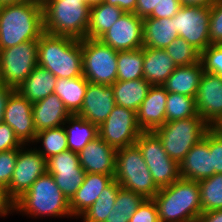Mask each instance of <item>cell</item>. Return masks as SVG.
<instances>
[{"instance_id":"obj_1","label":"cell","mask_w":222,"mask_h":222,"mask_svg":"<svg viewBox=\"0 0 222 222\" xmlns=\"http://www.w3.org/2000/svg\"><path fill=\"white\" fill-rule=\"evenodd\" d=\"M43 33L42 2L26 0L0 6V50L29 40H38Z\"/></svg>"},{"instance_id":"obj_2","label":"cell","mask_w":222,"mask_h":222,"mask_svg":"<svg viewBox=\"0 0 222 222\" xmlns=\"http://www.w3.org/2000/svg\"><path fill=\"white\" fill-rule=\"evenodd\" d=\"M38 65L57 79L83 76L81 40L44 32L38 39Z\"/></svg>"},{"instance_id":"obj_3","label":"cell","mask_w":222,"mask_h":222,"mask_svg":"<svg viewBox=\"0 0 222 222\" xmlns=\"http://www.w3.org/2000/svg\"><path fill=\"white\" fill-rule=\"evenodd\" d=\"M159 222H197L202 213L198 182L179 178L153 197Z\"/></svg>"},{"instance_id":"obj_4","label":"cell","mask_w":222,"mask_h":222,"mask_svg":"<svg viewBox=\"0 0 222 222\" xmlns=\"http://www.w3.org/2000/svg\"><path fill=\"white\" fill-rule=\"evenodd\" d=\"M15 211L33 218L73 217L69 200L63 195L49 173L40 176L30 189L14 202Z\"/></svg>"},{"instance_id":"obj_5","label":"cell","mask_w":222,"mask_h":222,"mask_svg":"<svg viewBox=\"0 0 222 222\" xmlns=\"http://www.w3.org/2000/svg\"><path fill=\"white\" fill-rule=\"evenodd\" d=\"M42 6L44 32L79 40L86 38L90 7L85 0H44Z\"/></svg>"},{"instance_id":"obj_6","label":"cell","mask_w":222,"mask_h":222,"mask_svg":"<svg viewBox=\"0 0 222 222\" xmlns=\"http://www.w3.org/2000/svg\"><path fill=\"white\" fill-rule=\"evenodd\" d=\"M114 179L123 189L138 193L144 198H153L159 191L136 144L116 150Z\"/></svg>"},{"instance_id":"obj_7","label":"cell","mask_w":222,"mask_h":222,"mask_svg":"<svg viewBox=\"0 0 222 222\" xmlns=\"http://www.w3.org/2000/svg\"><path fill=\"white\" fill-rule=\"evenodd\" d=\"M210 126L200 117L166 122L153 132L160 138L168 156L178 164L190 149L204 138Z\"/></svg>"},{"instance_id":"obj_8","label":"cell","mask_w":222,"mask_h":222,"mask_svg":"<svg viewBox=\"0 0 222 222\" xmlns=\"http://www.w3.org/2000/svg\"><path fill=\"white\" fill-rule=\"evenodd\" d=\"M83 76L90 83L112 85L117 81V53L99 39H81Z\"/></svg>"},{"instance_id":"obj_9","label":"cell","mask_w":222,"mask_h":222,"mask_svg":"<svg viewBox=\"0 0 222 222\" xmlns=\"http://www.w3.org/2000/svg\"><path fill=\"white\" fill-rule=\"evenodd\" d=\"M135 144L140 149L152 179L159 189L171 185L180 178L179 164L168 156L160 138L153 131H143Z\"/></svg>"},{"instance_id":"obj_10","label":"cell","mask_w":222,"mask_h":222,"mask_svg":"<svg viewBox=\"0 0 222 222\" xmlns=\"http://www.w3.org/2000/svg\"><path fill=\"white\" fill-rule=\"evenodd\" d=\"M3 83L15 90L38 65V40L0 50Z\"/></svg>"},{"instance_id":"obj_11","label":"cell","mask_w":222,"mask_h":222,"mask_svg":"<svg viewBox=\"0 0 222 222\" xmlns=\"http://www.w3.org/2000/svg\"><path fill=\"white\" fill-rule=\"evenodd\" d=\"M27 146L30 145L25 144L18 149L13 176L6 189L13 202L26 193L40 176L47 173V160L35 147L28 149Z\"/></svg>"},{"instance_id":"obj_12","label":"cell","mask_w":222,"mask_h":222,"mask_svg":"<svg viewBox=\"0 0 222 222\" xmlns=\"http://www.w3.org/2000/svg\"><path fill=\"white\" fill-rule=\"evenodd\" d=\"M98 132L100 138L117 150L134 145L143 131L135 111L116 105Z\"/></svg>"},{"instance_id":"obj_13","label":"cell","mask_w":222,"mask_h":222,"mask_svg":"<svg viewBox=\"0 0 222 222\" xmlns=\"http://www.w3.org/2000/svg\"><path fill=\"white\" fill-rule=\"evenodd\" d=\"M174 16L179 37L202 53L210 45V6L182 5Z\"/></svg>"},{"instance_id":"obj_14","label":"cell","mask_w":222,"mask_h":222,"mask_svg":"<svg viewBox=\"0 0 222 222\" xmlns=\"http://www.w3.org/2000/svg\"><path fill=\"white\" fill-rule=\"evenodd\" d=\"M47 173L53 176L69 201L80 188L86 174L79 163L78 153L69 149L47 159Z\"/></svg>"},{"instance_id":"obj_15","label":"cell","mask_w":222,"mask_h":222,"mask_svg":"<svg viewBox=\"0 0 222 222\" xmlns=\"http://www.w3.org/2000/svg\"><path fill=\"white\" fill-rule=\"evenodd\" d=\"M116 51H129L143 47V18L124 12L99 38Z\"/></svg>"},{"instance_id":"obj_16","label":"cell","mask_w":222,"mask_h":222,"mask_svg":"<svg viewBox=\"0 0 222 222\" xmlns=\"http://www.w3.org/2000/svg\"><path fill=\"white\" fill-rule=\"evenodd\" d=\"M198 115L214 127L222 119V78L204 72L195 97Z\"/></svg>"},{"instance_id":"obj_17","label":"cell","mask_w":222,"mask_h":222,"mask_svg":"<svg viewBox=\"0 0 222 222\" xmlns=\"http://www.w3.org/2000/svg\"><path fill=\"white\" fill-rule=\"evenodd\" d=\"M32 106L33 103L15 90L5 108L4 123L14 130L15 136L23 145L28 143L33 145L37 134L34 128Z\"/></svg>"},{"instance_id":"obj_18","label":"cell","mask_w":222,"mask_h":222,"mask_svg":"<svg viewBox=\"0 0 222 222\" xmlns=\"http://www.w3.org/2000/svg\"><path fill=\"white\" fill-rule=\"evenodd\" d=\"M116 106L111 85L88 82L80 111L76 114L98 127Z\"/></svg>"},{"instance_id":"obj_19","label":"cell","mask_w":222,"mask_h":222,"mask_svg":"<svg viewBox=\"0 0 222 222\" xmlns=\"http://www.w3.org/2000/svg\"><path fill=\"white\" fill-rule=\"evenodd\" d=\"M215 174L209 149V129L198 143L185 155L179 164L180 178L199 182Z\"/></svg>"},{"instance_id":"obj_20","label":"cell","mask_w":222,"mask_h":222,"mask_svg":"<svg viewBox=\"0 0 222 222\" xmlns=\"http://www.w3.org/2000/svg\"><path fill=\"white\" fill-rule=\"evenodd\" d=\"M78 156L79 163L86 173L115 175L116 149L99 136L90 141Z\"/></svg>"},{"instance_id":"obj_21","label":"cell","mask_w":222,"mask_h":222,"mask_svg":"<svg viewBox=\"0 0 222 222\" xmlns=\"http://www.w3.org/2000/svg\"><path fill=\"white\" fill-rule=\"evenodd\" d=\"M163 86H151L145 100L137 110V122L142 131H154L166 123V99Z\"/></svg>"},{"instance_id":"obj_22","label":"cell","mask_w":222,"mask_h":222,"mask_svg":"<svg viewBox=\"0 0 222 222\" xmlns=\"http://www.w3.org/2000/svg\"><path fill=\"white\" fill-rule=\"evenodd\" d=\"M32 114L36 132L63 126L71 116L63 101L55 93L33 103Z\"/></svg>"},{"instance_id":"obj_23","label":"cell","mask_w":222,"mask_h":222,"mask_svg":"<svg viewBox=\"0 0 222 222\" xmlns=\"http://www.w3.org/2000/svg\"><path fill=\"white\" fill-rule=\"evenodd\" d=\"M115 175L86 173L83 183L69 201L73 218L79 217L97 200L99 194L108 186Z\"/></svg>"},{"instance_id":"obj_24","label":"cell","mask_w":222,"mask_h":222,"mask_svg":"<svg viewBox=\"0 0 222 222\" xmlns=\"http://www.w3.org/2000/svg\"><path fill=\"white\" fill-rule=\"evenodd\" d=\"M143 78L151 86H162L177 67L164 49L143 47Z\"/></svg>"},{"instance_id":"obj_25","label":"cell","mask_w":222,"mask_h":222,"mask_svg":"<svg viewBox=\"0 0 222 222\" xmlns=\"http://www.w3.org/2000/svg\"><path fill=\"white\" fill-rule=\"evenodd\" d=\"M204 73L201 61L188 66H177L162 85L168 93L196 97L201 77Z\"/></svg>"},{"instance_id":"obj_26","label":"cell","mask_w":222,"mask_h":222,"mask_svg":"<svg viewBox=\"0 0 222 222\" xmlns=\"http://www.w3.org/2000/svg\"><path fill=\"white\" fill-rule=\"evenodd\" d=\"M179 37L172 18H143V47L164 49Z\"/></svg>"},{"instance_id":"obj_27","label":"cell","mask_w":222,"mask_h":222,"mask_svg":"<svg viewBox=\"0 0 222 222\" xmlns=\"http://www.w3.org/2000/svg\"><path fill=\"white\" fill-rule=\"evenodd\" d=\"M56 82L57 78L50 71L37 65L16 91L29 102L35 103L52 94Z\"/></svg>"},{"instance_id":"obj_28","label":"cell","mask_w":222,"mask_h":222,"mask_svg":"<svg viewBox=\"0 0 222 222\" xmlns=\"http://www.w3.org/2000/svg\"><path fill=\"white\" fill-rule=\"evenodd\" d=\"M114 100L116 105L131 109L135 112L145 100L151 85L144 79L138 78L128 81H116L113 83Z\"/></svg>"},{"instance_id":"obj_29","label":"cell","mask_w":222,"mask_h":222,"mask_svg":"<svg viewBox=\"0 0 222 222\" xmlns=\"http://www.w3.org/2000/svg\"><path fill=\"white\" fill-rule=\"evenodd\" d=\"M68 124V125H67ZM68 149L79 153L90 141L99 136L98 126L78 115H71L64 123Z\"/></svg>"},{"instance_id":"obj_30","label":"cell","mask_w":222,"mask_h":222,"mask_svg":"<svg viewBox=\"0 0 222 222\" xmlns=\"http://www.w3.org/2000/svg\"><path fill=\"white\" fill-rule=\"evenodd\" d=\"M88 81L84 76L71 79L58 78L54 92L71 115L77 114L83 104Z\"/></svg>"},{"instance_id":"obj_31","label":"cell","mask_w":222,"mask_h":222,"mask_svg":"<svg viewBox=\"0 0 222 222\" xmlns=\"http://www.w3.org/2000/svg\"><path fill=\"white\" fill-rule=\"evenodd\" d=\"M123 13L119 7L106 2L90 7L86 38L99 39Z\"/></svg>"},{"instance_id":"obj_32","label":"cell","mask_w":222,"mask_h":222,"mask_svg":"<svg viewBox=\"0 0 222 222\" xmlns=\"http://www.w3.org/2000/svg\"><path fill=\"white\" fill-rule=\"evenodd\" d=\"M122 187L114 179L99 194L97 200L79 217L83 222H105L112 211L118 191Z\"/></svg>"},{"instance_id":"obj_33","label":"cell","mask_w":222,"mask_h":222,"mask_svg":"<svg viewBox=\"0 0 222 222\" xmlns=\"http://www.w3.org/2000/svg\"><path fill=\"white\" fill-rule=\"evenodd\" d=\"M39 142L42 143L40 144L41 148H35L46 160L68 149L66 130L64 126L37 132L33 144H37Z\"/></svg>"},{"instance_id":"obj_34","label":"cell","mask_w":222,"mask_h":222,"mask_svg":"<svg viewBox=\"0 0 222 222\" xmlns=\"http://www.w3.org/2000/svg\"><path fill=\"white\" fill-rule=\"evenodd\" d=\"M143 47L117 53V81L143 78Z\"/></svg>"},{"instance_id":"obj_35","label":"cell","mask_w":222,"mask_h":222,"mask_svg":"<svg viewBox=\"0 0 222 222\" xmlns=\"http://www.w3.org/2000/svg\"><path fill=\"white\" fill-rule=\"evenodd\" d=\"M202 212L222 210V173L200 180Z\"/></svg>"},{"instance_id":"obj_36","label":"cell","mask_w":222,"mask_h":222,"mask_svg":"<svg viewBox=\"0 0 222 222\" xmlns=\"http://www.w3.org/2000/svg\"><path fill=\"white\" fill-rule=\"evenodd\" d=\"M199 116L194 97L168 93L166 99V122Z\"/></svg>"},{"instance_id":"obj_37","label":"cell","mask_w":222,"mask_h":222,"mask_svg":"<svg viewBox=\"0 0 222 222\" xmlns=\"http://www.w3.org/2000/svg\"><path fill=\"white\" fill-rule=\"evenodd\" d=\"M164 50L169 54L176 66H188L200 61L201 53L181 37H177Z\"/></svg>"},{"instance_id":"obj_38","label":"cell","mask_w":222,"mask_h":222,"mask_svg":"<svg viewBox=\"0 0 222 222\" xmlns=\"http://www.w3.org/2000/svg\"><path fill=\"white\" fill-rule=\"evenodd\" d=\"M204 72L222 78V44H210L200 56Z\"/></svg>"},{"instance_id":"obj_39","label":"cell","mask_w":222,"mask_h":222,"mask_svg":"<svg viewBox=\"0 0 222 222\" xmlns=\"http://www.w3.org/2000/svg\"><path fill=\"white\" fill-rule=\"evenodd\" d=\"M209 38L210 44H222V0L210 5Z\"/></svg>"},{"instance_id":"obj_40","label":"cell","mask_w":222,"mask_h":222,"mask_svg":"<svg viewBox=\"0 0 222 222\" xmlns=\"http://www.w3.org/2000/svg\"><path fill=\"white\" fill-rule=\"evenodd\" d=\"M17 153L18 149L0 152V185L5 189L8 188L13 176Z\"/></svg>"},{"instance_id":"obj_41","label":"cell","mask_w":222,"mask_h":222,"mask_svg":"<svg viewBox=\"0 0 222 222\" xmlns=\"http://www.w3.org/2000/svg\"><path fill=\"white\" fill-rule=\"evenodd\" d=\"M145 198L135 192L121 188L118 191L112 209L121 211H136Z\"/></svg>"},{"instance_id":"obj_42","label":"cell","mask_w":222,"mask_h":222,"mask_svg":"<svg viewBox=\"0 0 222 222\" xmlns=\"http://www.w3.org/2000/svg\"><path fill=\"white\" fill-rule=\"evenodd\" d=\"M129 222H159L158 209L153 198H145L132 214Z\"/></svg>"},{"instance_id":"obj_43","label":"cell","mask_w":222,"mask_h":222,"mask_svg":"<svg viewBox=\"0 0 222 222\" xmlns=\"http://www.w3.org/2000/svg\"><path fill=\"white\" fill-rule=\"evenodd\" d=\"M209 149L215 174L222 173V134L214 127L209 128Z\"/></svg>"},{"instance_id":"obj_44","label":"cell","mask_w":222,"mask_h":222,"mask_svg":"<svg viewBox=\"0 0 222 222\" xmlns=\"http://www.w3.org/2000/svg\"><path fill=\"white\" fill-rule=\"evenodd\" d=\"M23 144L15 136L14 130L6 123L0 124V152L19 149Z\"/></svg>"},{"instance_id":"obj_45","label":"cell","mask_w":222,"mask_h":222,"mask_svg":"<svg viewBox=\"0 0 222 222\" xmlns=\"http://www.w3.org/2000/svg\"><path fill=\"white\" fill-rule=\"evenodd\" d=\"M182 4L180 0H158L157 10L146 18H172L181 8Z\"/></svg>"},{"instance_id":"obj_46","label":"cell","mask_w":222,"mask_h":222,"mask_svg":"<svg viewBox=\"0 0 222 222\" xmlns=\"http://www.w3.org/2000/svg\"><path fill=\"white\" fill-rule=\"evenodd\" d=\"M157 8L158 0H137L135 14L141 18H146Z\"/></svg>"},{"instance_id":"obj_47","label":"cell","mask_w":222,"mask_h":222,"mask_svg":"<svg viewBox=\"0 0 222 222\" xmlns=\"http://www.w3.org/2000/svg\"><path fill=\"white\" fill-rule=\"evenodd\" d=\"M14 213V202L9 198L6 189L0 185V217Z\"/></svg>"},{"instance_id":"obj_48","label":"cell","mask_w":222,"mask_h":222,"mask_svg":"<svg viewBox=\"0 0 222 222\" xmlns=\"http://www.w3.org/2000/svg\"><path fill=\"white\" fill-rule=\"evenodd\" d=\"M14 91V88L5 84L0 86V124L4 122L5 108L7 106L9 97Z\"/></svg>"},{"instance_id":"obj_49","label":"cell","mask_w":222,"mask_h":222,"mask_svg":"<svg viewBox=\"0 0 222 222\" xmlns=\"http://www.w3.org/2000/svg\"><path fill=\"white\" fill-rule=\"evenodd\" d=\"M135 211H121L112 209L105 222H129L130 217Z\"/></svg>"},{"instance_id":"obj_50","label":"cell","mask_w":222,"mask_h":222,"mask_svg":"<svg viewBox=\"0 0 222 222\" xmlns=\"http://www.w3.org/2000/svg\"><path fill=\"white\" fill-rule=\"evenodd\" d=\"M105 2L119 7L126 13H135L137 0H105Z\"/></svg>"},{"instance_id":"obj_51","label":"cell","mask_w":222,"mask_h":222,"mask_svg":"<svg viewBox=\"0 0 222 222\" xmlns=\"http://www.w3.org/2000/svg\"><path fill=\"white\" fill-rule=\"evenodd\" d=\"M197 222H222V210L202 212Z\"/></svg>"},{"instance_id":"obj_52","label":"cell","mask_w":222,"mask_h":222,"mask_svg":"<svg viewBox=\"0 0 222 222\" xmlns=\"http://www.w3.org/2000/svg\"><path fill=\"white\" fill-rule=\"evenodd\" d=\"M186 6H210L216 0H180Z\"/></svg>"},{"instance_id":"obj_53","label":"cell","mask_w":222,"mask_h":222,"mask_svg":"<svg viewBox=\"0 0 222 222\" xmlns=\"http://www.w3.org/2000/svg\"><path fill=\"white\" fill-rule=\"evenodd\" d=\"M26 0H0V6L18 4Z\"/></svg>"},{"instance_id":"obj_54","label":"cell","mask_w":222,"mask_h":222,"mask_svg":"<svg viewBox=\"0 0 222 222\" xmlns=\"http://www.w3.org/2000/svg\"><path fill=\"white\" fill-rule=\"evenodd\" d=\"M105 2V0H85V3L89 6V7H93L95 5L101 4Z\"/></svg>"},{"instance_id":"obj_55","label":"cell","mask_w":222,"mask_h":222,"mask_svg":"<svg viewBox=\"0 0 222 222\" xmlns=\"http://www.w3.org/2000/svg\"><path fill=\"white\" fill-rule=\"evenodd\" d=\"M222 134V119L214 126Z\"/></svg>"},{"instance_id":"obj_56","label":"cell","mask_w":222,"mask_h":222,"mask_svg":"<svg viewBox=\"0 0 222 222\" xmlns=\"http://www.w3.org/2000/svg\"><path fill=\"white\" fill-rule=\"evenodd\" d=\"M3 77H2V71H1V65H0V86L3 85Z\"/></svg>"}]
</instances>
